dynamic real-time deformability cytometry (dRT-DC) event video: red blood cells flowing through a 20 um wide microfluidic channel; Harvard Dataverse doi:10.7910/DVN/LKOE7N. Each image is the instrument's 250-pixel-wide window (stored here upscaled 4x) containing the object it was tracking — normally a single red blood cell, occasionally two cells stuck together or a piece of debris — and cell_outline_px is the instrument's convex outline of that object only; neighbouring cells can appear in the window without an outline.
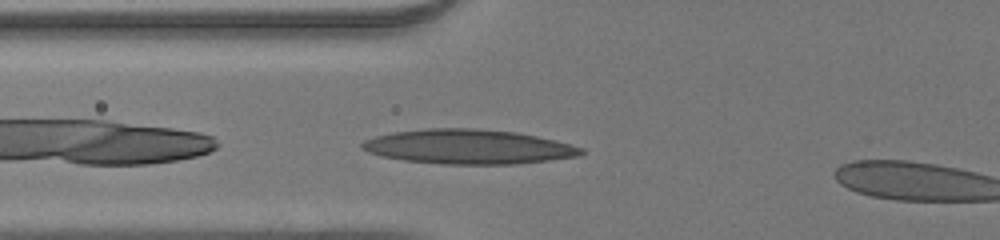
{"species": "human", "species_latin": "Homo sapiens", "temperature_condition": "room temperature", "stored_images_in_passage": 30, "camera_frame_rate_fps": 3000, "um_per_image_px": 0.085, "donor": {"sex": "male"}, "frame": {"image": 1, "passage_image": 3, "time_ms": 0.667, "image_size_px": [1000, 240], "cell_outline_px": [[576, 152], [564, 156], [532, 160], [420, 160], [396, 156], [392, 152], [392, 136], [412, 132], [500, 132], [524, 136], [544, 140], [560, 144], [572, 148]], "centroid_in_image_um": [40.35, 12.47], "position_along_channel_um": 85.4, "area_um2": 31.33}}
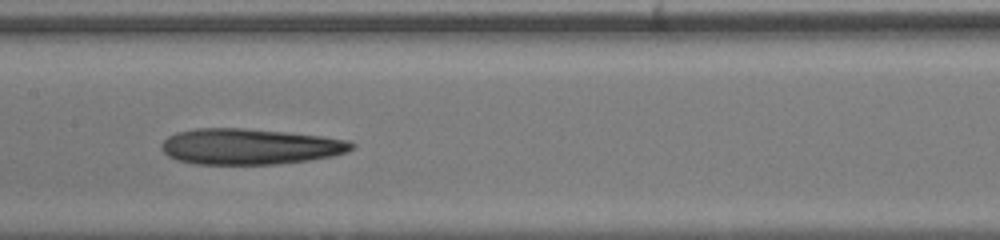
{"frame": {"image": 2, "passage_image": 10, "time_ms": 3.0, "image_size_px": [1000, 240], "cell_outline_px": [[348, 148], [336, 152], [316, 156], [292, 160], [240, 164], [232, 164], [188, 160], [176, 156], [168, 152], [168, 148], [172, 140], [180, 136], [192, 132], [260, 132], [304, 136], [332, 140], [348, 144]], "centroid_in_image_um": [21.24, 12.51], "position_along_channel_um": 186.2, "area_um2": 31.56}}
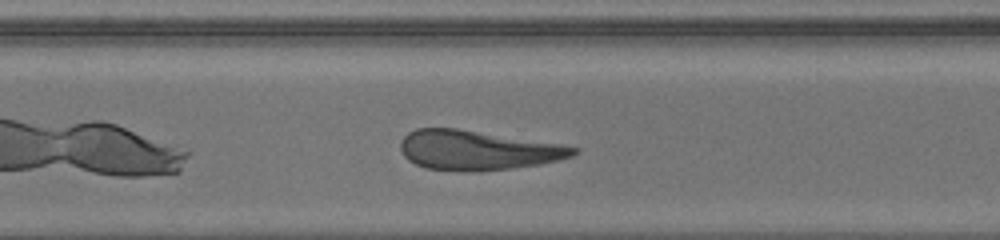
{"frame": {"image": 3, "passage_image": 20, "time_ms": 6.333, "image_size_px": [1000, 240], "cell_outline_px": [[572, 152], [564, 156], [544, 160], [496, 168], [436, 168], [420, 164], [412, 160], [404, 152], [404, 140], [412, 132], [424, 128], [444, 128], [572, 148]], "centroid_in_image_um": [40.34, 12.73], "position_along_channel_um": 330.3, "area_um2": 33.76}}